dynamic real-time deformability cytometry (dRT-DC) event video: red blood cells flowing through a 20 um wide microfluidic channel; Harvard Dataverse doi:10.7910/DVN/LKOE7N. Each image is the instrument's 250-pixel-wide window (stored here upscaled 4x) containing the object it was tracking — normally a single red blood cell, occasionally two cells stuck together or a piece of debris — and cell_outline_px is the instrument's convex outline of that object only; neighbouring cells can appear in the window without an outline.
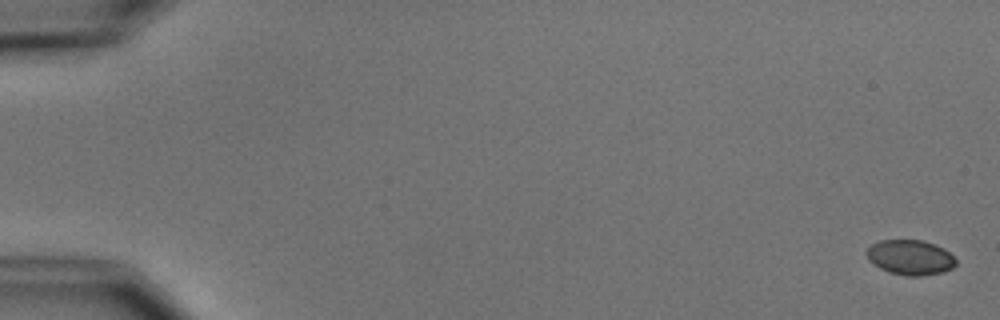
{"species": "common noctule bat (a hibernating species)", "species_latin": "Nyctalus noctula", "temperature_condition": "cold", "stored_images_in_passage": 9, "camera_frame_rate_fps": 3000, "um_per_image_px": 0.085, "animal": {"sex": "male", "body_mass_g": 15.6}, "frame": {"image": 1, "passage_image": 1, "time_ms": 0.0, "image_size_px": [1000, 320], "cell_outline_px": [[956, 264], [952, 268], [944, 272], [920, 276], [908, 276], [888, 272], [880, 268], [868, 260], [864, 252], [872, 244], [880, 240], [920, 240], [944, 248], [956, 260]], "centroid_in_image_um": [77.34, 21.88], "position_along_channel_um": 7.7, "area_um2": 18.21}}
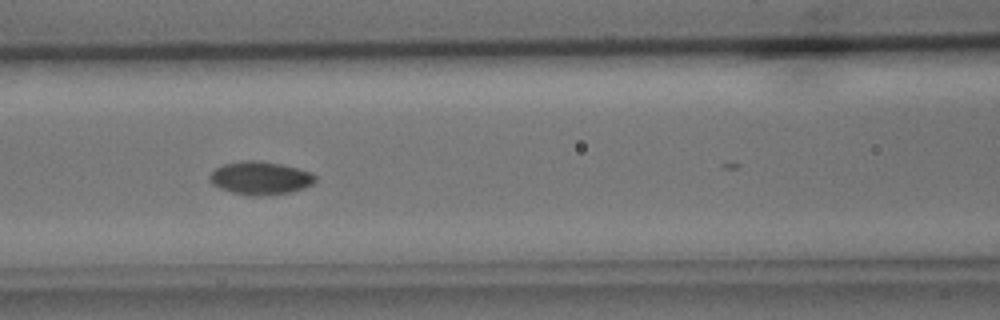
{"frame": {"image": 2, "passage_image": 7, "time_ms": 8.0, "image_size_px": [1000, 320], "cell_outline_px": [[316, 180], [312, 184], [292, 192], [272, 196], [252, 196], [232, 192], [220, 188], [212, 184], [208, 176], [216, 168], [224, 164], [248, 160], [256, 160], [280, 164], [296, 168], [308, 172], [316, 176]], "centroid_in_image_um": [22.12, 15.15], "position_along_channel_um": 144.5, "area_um2": 20.29}}
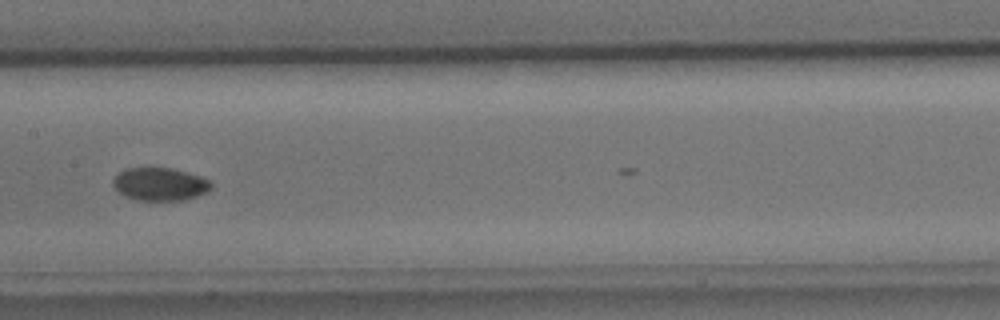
{"frame": {"image": 3, "passage_image": 8, "time_ms": 9.333, "image_size_px": [1000, 320], "cell_outline_px": [[212, 188], [208, 192], [184, 200], [136, 200], [120, 192], [112, 184], [112, 180], [124, 168], [172, 168], [200, 176], [208, 180], [212, 184]], "centroid_in_image_um": [13.61, 15.65], "position_along_channel_um": 193.8, "area_um2": 18.67}}